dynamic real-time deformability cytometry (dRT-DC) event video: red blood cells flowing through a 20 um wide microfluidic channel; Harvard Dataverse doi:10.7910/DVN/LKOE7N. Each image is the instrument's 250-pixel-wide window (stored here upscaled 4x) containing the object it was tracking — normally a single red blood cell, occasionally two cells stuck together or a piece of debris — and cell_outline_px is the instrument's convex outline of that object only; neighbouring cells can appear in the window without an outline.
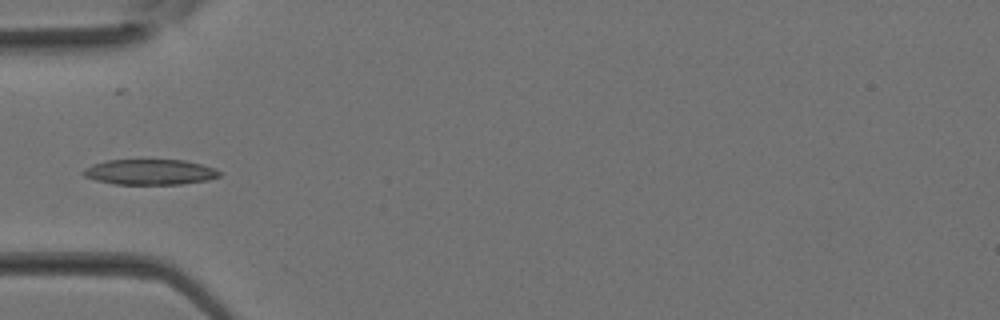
{"species": "Egyptian fruit bat (a non-hibernating species)", "species_latin": "Rousettus aegyptiacus", "temperature_condition": "room temperature", "stored_images_in_passage": 9, "camera_frame_rate_fps": 3000, "um_per_image_px": 0.085, "animal": {"sex": "female"}, "frame": {"image": 1, "passage_image": 1, "time_ms": 0.0, "image_size_px": [1000, 320], "cell_outline_px": [[224, 172], [220, 176], [208, 180], [180, 184], [112, 184], [96, 180], [84, 176], [80, 172], [84, 168], [92, 164], [104, 160], [184, 160], [200, 164]], "centroid_in_image_um": [12.71, 14.62], "position_along_channel_um": 72.3, "area_um2": 20.29}}
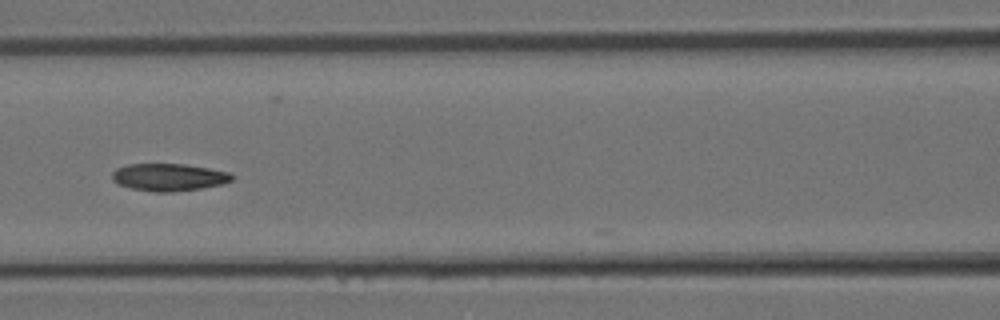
{"frame": {"image": 2, "passage_image": 5, "time_ms": 1.333, "image_size_px": [1000, 320], "cell_outline_px": [[236, 176], [232, 180], [224, 184], [200, 188], [172, 192], [156, 192], [132, 188], [116, 184], [112, 180], [112, 172], [116, 168], [128, 164], [184, 164], [208, 168], [228, 172]], "centroid_in_image_um": [14.34, 15.06], "position_along_channel_um": 152.3, "area_um2": 19.19}}
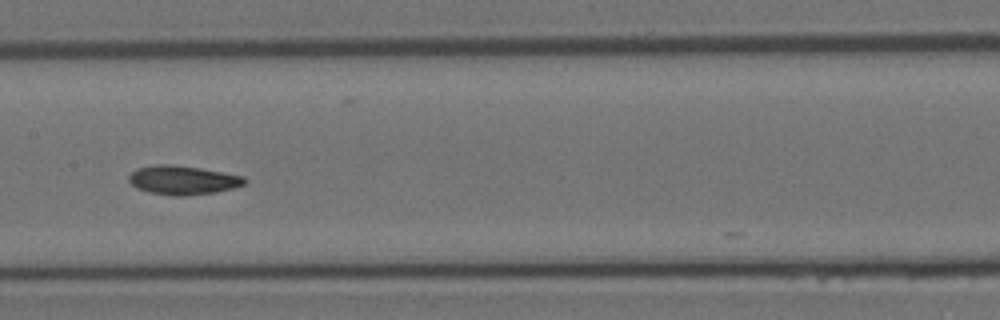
{"frame": {"image": 3, "passage_image": 7, "time_ms": 2.0, "image_size_px": [1000, 320], "cell_outline_px": [[248, 180], [244, 184], [232, 188], [216, 192], [184, 196], [176, 196], [152, 192], [136, 188], [128, 180], [128, 176], [136, 168], [156, 164], [172, 164], [200, 168], [244, 176]], "centroid_in_image_um": [15.54, 15.3], "position_along_channel_um": 191.9, "area_um2": 19.48}}